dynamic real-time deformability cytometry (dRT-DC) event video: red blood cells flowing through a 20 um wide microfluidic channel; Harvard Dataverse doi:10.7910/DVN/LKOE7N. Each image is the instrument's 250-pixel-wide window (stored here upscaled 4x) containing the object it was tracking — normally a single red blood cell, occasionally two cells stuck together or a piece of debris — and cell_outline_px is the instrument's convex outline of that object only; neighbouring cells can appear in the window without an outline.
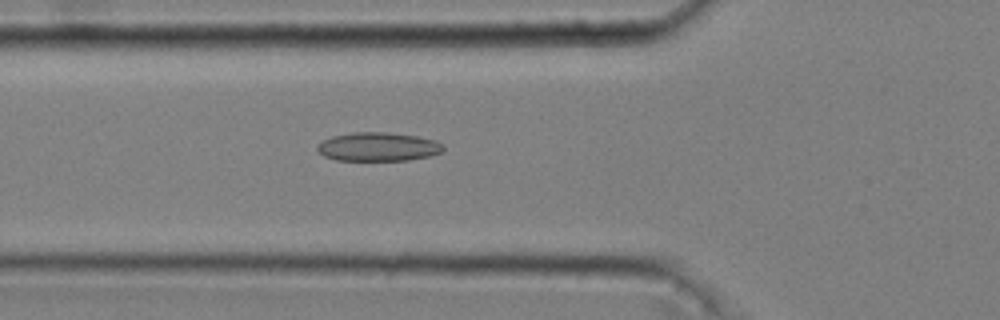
{"species": "common noctule bat (a hibernating species)", "species_latin": "Nyctalus noctula", "temperature_condition": "cold", "stored_images_in_passage": 11, "camera_frame_rate_fps": 3000, "um_per_image_px": 0.085, "animal": {"sex": "male", "body_mass_g": 20.4}, "frame": {"image": 1, "passage_image": 7, "time_ms": 2.0, "image_size_px": [1000, 320], "cell_outline_px": [[444, 148], [440, 152], [428, 156], [408, 160], [336, 160], [324, 156], [316, 148], [316, 144], [332, 136], [352, 132], [384, 132], [416, 136], [436, 140], [444, 144]], "centroid_in_image_um": [32.12, 12.47], "position_along_channel_um": 93.7, "area_um2": 21.04}}
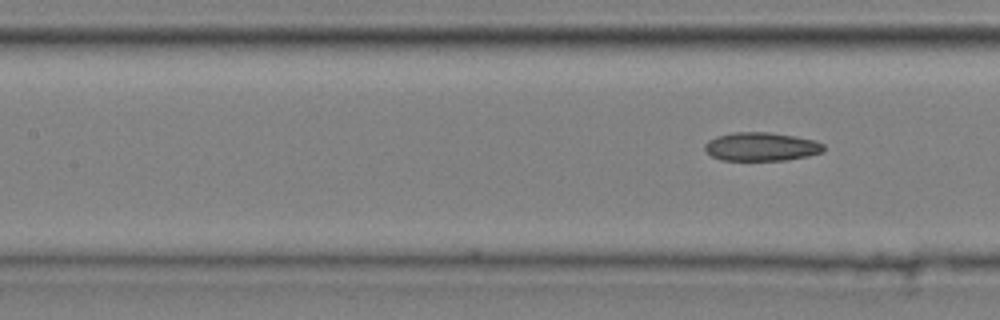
{"frame": {"image": 2, "passage_image": 11, "time_ms": 3.333, "image_size_px": [1000, 320], "cell_outline_px": [[824, 152], [808, 156], [788, 160], [720, 160], [712, 156], [704, 148], [704, 144], [708, 140], [716, 136], [732, 132], [768, 132], [796, 136], [816, 140], [824, 144]], "centroid_in_image_um": [64.73, 12.46], "position_along_channel_um": 142.7, "area_um2": 20.0}}